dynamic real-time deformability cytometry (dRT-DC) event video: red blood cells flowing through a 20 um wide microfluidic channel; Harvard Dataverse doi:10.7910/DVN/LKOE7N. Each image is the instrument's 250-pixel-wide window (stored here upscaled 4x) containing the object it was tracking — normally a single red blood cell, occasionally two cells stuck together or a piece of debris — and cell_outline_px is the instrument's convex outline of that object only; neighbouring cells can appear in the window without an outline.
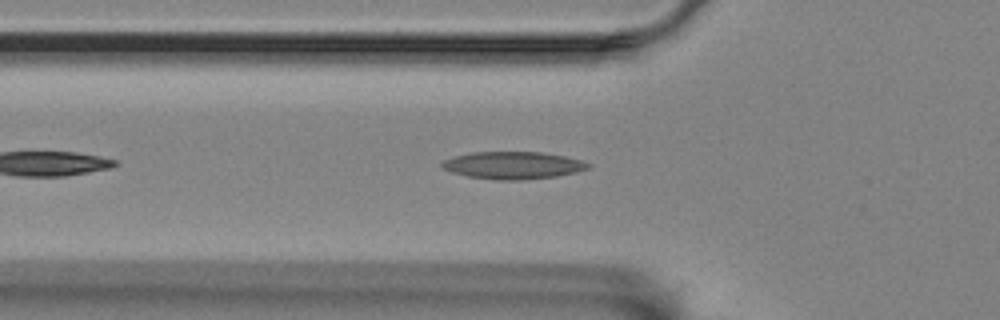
{"species": "Egyptian fruit bat (a non-hibernating species)", "species_latin": "Rousettus aegyptiacus", "temperature_condition": "room temperature", "stored_images_in_passage": 29, "camera_frame_rate_fps": 3000, "um_per_image_px": 0.085, "animal": {"sex": "female"}, "frame": {"image": 1, "passage_image": 7, "time_ms": 2.0, "image_size_px": [1000, 320], "cell_outline_px": [[592, 164], [588, 168], [576, 172], [556, 176], [520, 180], [496, 180], [468, 176], [452, 172], [444, 168], [440, 164], [444, 160], [456, 156], [472, 152], [540, 152], [564, 156], [584, 160]], "centroid_in_image_um": [43.64, 14.05], "position_along_channel_um": 82.2, "area_um2": 23.18}}
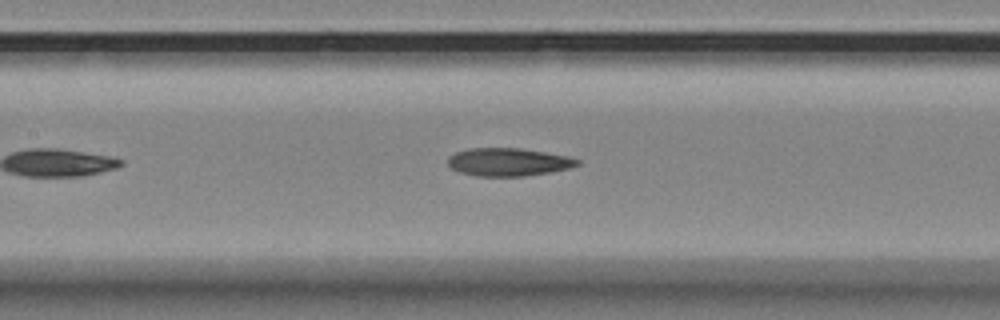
{"frame": {"image": 2, "passage_image": 14, "time_ms": 4.333, "image_size_px": [1000, 320], "cell_outline_px": [[580, 164], [568, 168], [552, 172], [524, 176], [476, 176], [460, 172], [452, 168], [448, 164], [448, 156], [456, 152], [472, 148], [520, 148], [568, 156], [580, 160]], "centroid_in_image_um": [43.21, 13.77], "position_along_channel_um": 164.2, "area_um2": 21.04}}
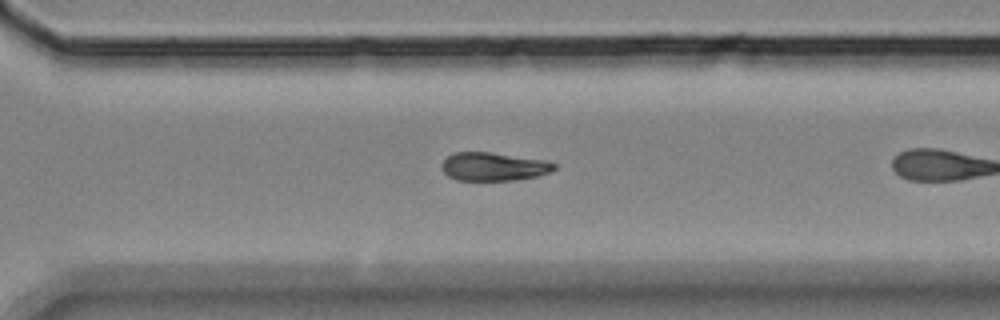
{"frame": {"image": 3, "passage_image": 25, "time_ms": 8.0, "image_size_px": [1000, 320], "cell_outline_px": [[556, 168], [552, 172], [536, 176], [516, 180], [456, 180], [448, 176], [444, 172], [440, 164], [448, 156], [456, 152], [488, 152], [544, 160], [556, 164]], "centroid_in_image_um": [41.95, 14.17], "position_along_channel_um": 328.7, "area_um2": 18.5}}